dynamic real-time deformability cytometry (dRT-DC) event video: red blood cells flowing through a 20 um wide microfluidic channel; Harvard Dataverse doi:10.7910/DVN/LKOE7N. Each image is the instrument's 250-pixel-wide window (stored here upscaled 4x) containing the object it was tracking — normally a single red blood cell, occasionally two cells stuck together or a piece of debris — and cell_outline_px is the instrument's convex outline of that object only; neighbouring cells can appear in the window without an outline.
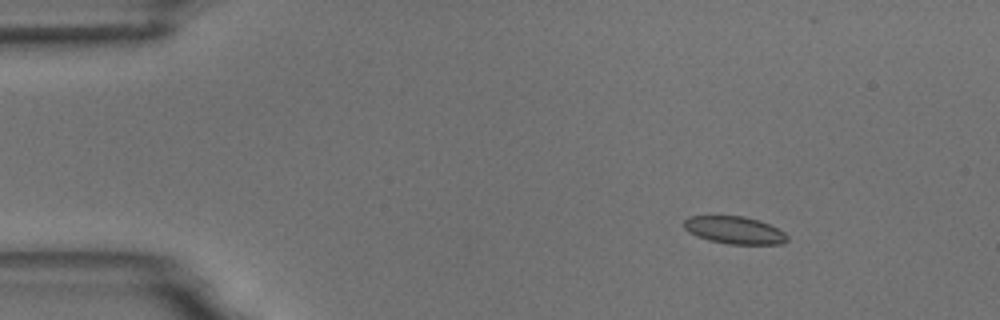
{"species": "common noctule bat (a hibernating species)", "species_latin": "Nyctalus noctula", "temperature_condition": "room temperature", "stored_images_in_passage": 5, "segment_of_instrument_passage": [1, 2], "camera_frame_rate_fps": 3000, "um_per_image_px": 0.085, "animal": {"sex": "male", "body_mass_g": 18.8}, "frame": {"image": 1, "passage_image": 2, "time_ms": 1.333, "image_size_px": [1000, 320], "cell_outline_px": [[788, 240], [784, 244], [728, 244], [708, 240], [696, 236], [688, 232], [684, 228], [684, 220], [688, 216], [744, 216], [760, 220], [784, 232], [788, 236]], "centroid_in_image_um": [62.42, 19.56], "position_along_channel_um": 22.6, "area_um2": 16.65}}